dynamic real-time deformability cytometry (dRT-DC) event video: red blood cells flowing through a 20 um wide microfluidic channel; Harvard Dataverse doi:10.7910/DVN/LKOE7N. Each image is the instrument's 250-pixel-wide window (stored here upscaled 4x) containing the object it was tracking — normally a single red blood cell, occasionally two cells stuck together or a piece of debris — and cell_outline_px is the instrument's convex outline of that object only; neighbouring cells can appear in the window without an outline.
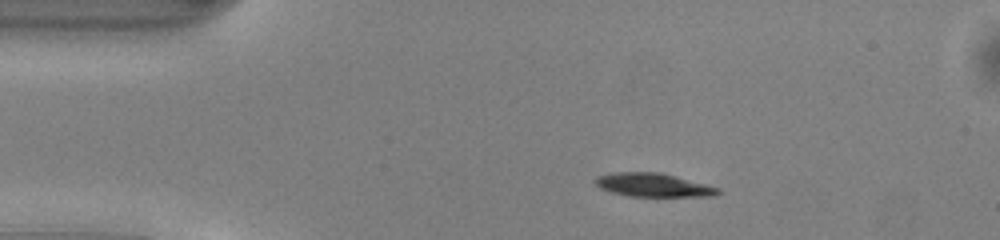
{"species": "common noctule bat (a hibernating species)", "species_latin": "Nyctalus noctula", "temperature_condition": "warm", "stored_images_in_passage": 47, "camera_frame_rate_fps": 3000, "um_per_image_px": 0.085, "animal": {"sex": "male", "body_mass_g": 13.0, "forearm_length_mm": 53.1}, "frame": {"image": 1, "passage_image": 7, "time_ms": 2.0, "image_size_px": [1000, 240], "cell_outline_px": [[720, 192], [716, 196], [628, 196], [612, 192], [600, 188], [592, 180], [596, 176], [616, 172], [660, 172], [720, 188]], "centroid_in_image_um": [55.49, 15.72], "position_along_channel_um": 29.5, "area_um2": 16.76}}
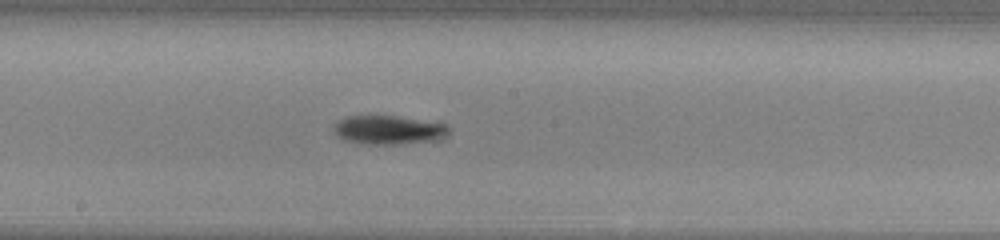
{"frame": {"image": 2, "passage_image": 24, "time_ms": 7.667, "image_size_px": [1000, 240], "cell_outline_px": [[452, 128], [444, 136], [428, 140], [400, 144], [356, 144], [344, 140], [336, 136], [332, 132], [332, 124], [348, 116], [396, 116], [444, 124]], "centroid_in_image_um": [32.9, 11.05], "position_along_channel_um": 215.3, "area_um2": 19.25}}
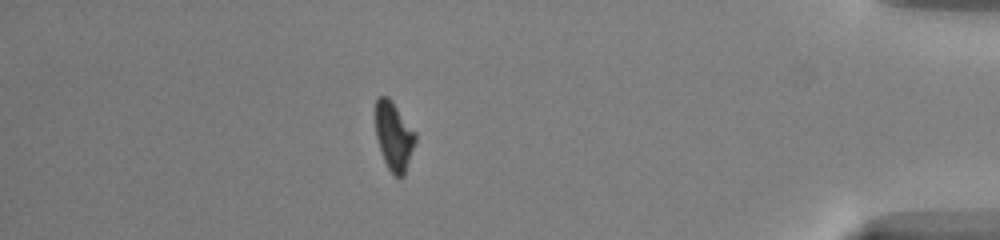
{"frame": {"image": 3, "passage_image": 41, "time_ms": 13.333, "image_size_px": [1000, 240], "cell_outline_px": [[416, 140], [404, 176], [396, 176], [388, 168], [384, 160], [376, 136], [376, 100], [380, 96], [388, 96], [392, 100], [416, 132]], "centroid_in_image_um": [33.49, 11.54], "position_along_channel_um": 401.7, "area_um2": 15.78}, "authors_computed_cell_mechanics": {"area_um2": 17.1088, "velocity_mm_per_s": 4.1376, "shape_relaxation_time_tau1_ms": 2.183, "shape_relaxation_time_tau2_ms": null, "deformation_change_tau1": 0.1383, "deformation_change_tau2": null}}